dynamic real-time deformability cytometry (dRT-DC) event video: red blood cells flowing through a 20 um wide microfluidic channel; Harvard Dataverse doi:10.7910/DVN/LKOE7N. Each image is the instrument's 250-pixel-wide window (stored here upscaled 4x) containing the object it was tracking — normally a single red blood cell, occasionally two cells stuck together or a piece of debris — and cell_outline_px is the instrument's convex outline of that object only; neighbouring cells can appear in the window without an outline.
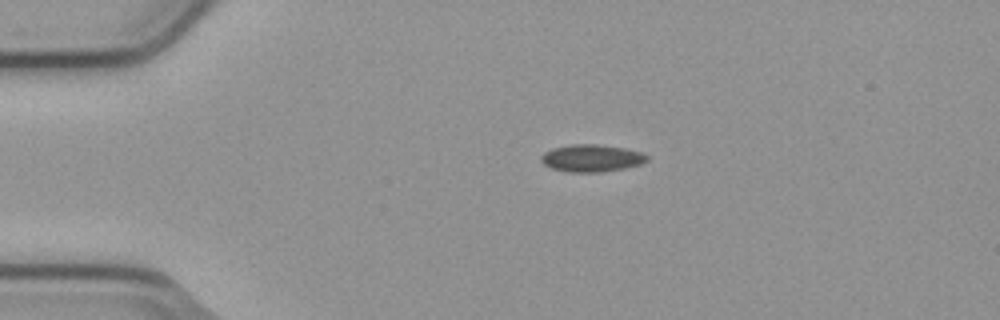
{"species": "common noctule bat (a hibernating species)", "species_latin": "Nyctalus noctula", "temperature_condition": "cold", "stored_images_in_passage": 5, "camera_frame_rate_fps": 3000, "um_per_image_px": 0.085, "animal": {"sex": "male", "body_mass_g": 23.1, "forearm_length_mm": 52.7}, "frame": {"image": 1, "passage_image": 1, "time_ms": 0.0, "image_size_px": [1000, 320], "cell_outline_px": [[648, 160], [640, 164], [624, 168], [600, 172], [572, 172], [552, 168], [544, 164], [540, 160], [540, 156], [544, 152], [552, 148], [572, 144], [596, 144], [628, 148], [644, 152], [648, 156]], "centroid_in_image_um": [50.31, 13.42], "position_along_channel_um": 34.7, "area_um2": 16.94}}